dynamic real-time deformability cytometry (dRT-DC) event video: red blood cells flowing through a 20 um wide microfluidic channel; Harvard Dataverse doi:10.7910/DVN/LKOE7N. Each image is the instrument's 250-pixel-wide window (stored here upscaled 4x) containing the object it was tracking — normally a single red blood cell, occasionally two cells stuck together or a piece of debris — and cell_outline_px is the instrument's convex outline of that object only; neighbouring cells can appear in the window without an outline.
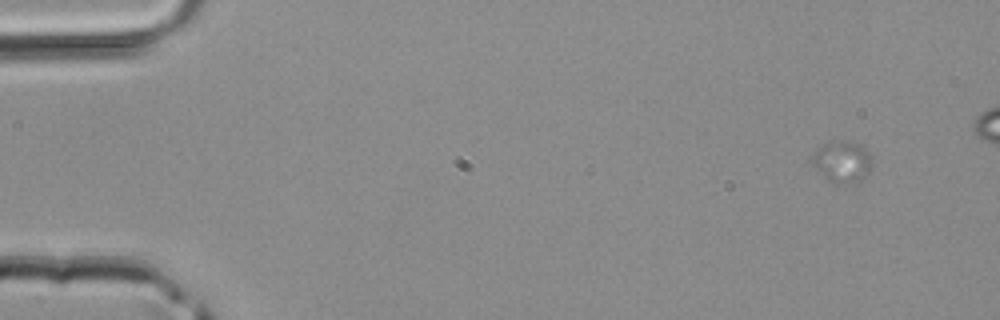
{"species": "common noctule bat (a hibernating species)", "species_latin": "Nyctalus noctula", "temperature_condition": "room temperature", "stored_images_in_passage": 2, "camera_frame_rate_fps": 3000, "um_per_image_px": 0.085, "animal": {"sex": "male", "body_mass_g": 20.4}, "frame": {"image": 1, "passage_image": 2, "time_ms": 0.333, "image_size_px": [1000, 320], "cell_outline_px": [[872, 164], [868, 172], [864, 176], [856, 180], [836, 184], [828, 180], [812, 164], [812, 152], [820, 144], [836, 140], [844, 140], [856, 144], [864, 148], [872, 156]], "centroid_in_image_um": [71.54, 13.69], "position_along_channel_um": 13.5, "area_um2": 14.28}}